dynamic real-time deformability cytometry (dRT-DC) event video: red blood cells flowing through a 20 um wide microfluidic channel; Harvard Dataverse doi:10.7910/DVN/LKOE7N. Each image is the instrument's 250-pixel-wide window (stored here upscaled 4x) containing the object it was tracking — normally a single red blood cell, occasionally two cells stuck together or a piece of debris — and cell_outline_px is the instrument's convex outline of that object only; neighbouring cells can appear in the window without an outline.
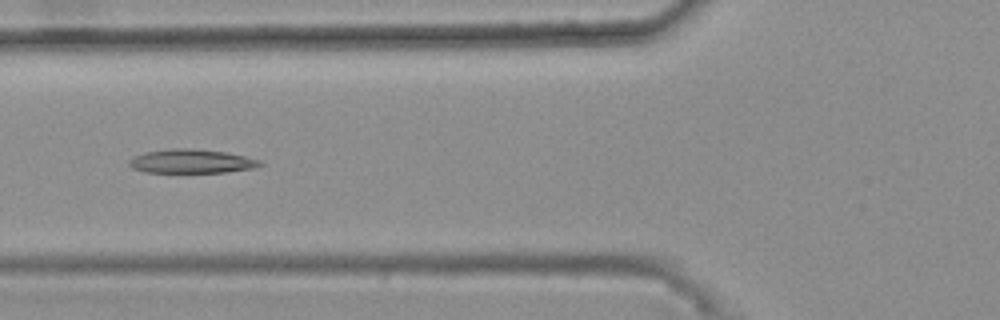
{"species": "common noctule bat (a hibernating species)", "species_latin": "Nyctalus noctula", "temperature_condition": "warm", "stored_images_in_passage": 35, "camera_frame_rate_fps": 3000, "um_per_image_px": 0.085, "animal": {"sex": "female", "body_mass_g": 25.1}, "frame": {"image": 1, "passage_image": 8, "time_ms": 2.333, "image_size_px": [1000, 320], "cell_outline_px": [[264, 164], [252, 168], [224, 172], [148, 172], [132, 168], [128, 164], [128, 160], [144, 152], [172, 148], [192, 148], [224, 152], [244, 156], [260, 160]], "centroid_in_image_um": [16.25, 13.7], "position_along_channel_um": 109.5, "area_um2": 18.03}}
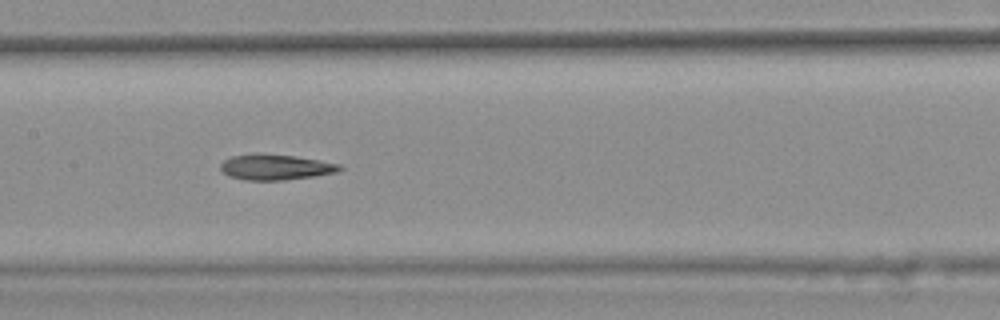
{"frame": {"image": 2, "passage_image": 14, "time_ms": 4.333, "image_size_px": [1000, 320], "cell_outline_px": [[344, 168], [336, 172], [316, 176], [284, 180], [244, 180], [228, 176], [220, 168], [220, 164], [224, 160], [232, 156], [256, 152], [260, 152], [296, 156], [340, 164]], "centroid_in_image_um": [23.4, 14.19], "position_along_channel_um": 184.0, "area_um2": 18.03}}
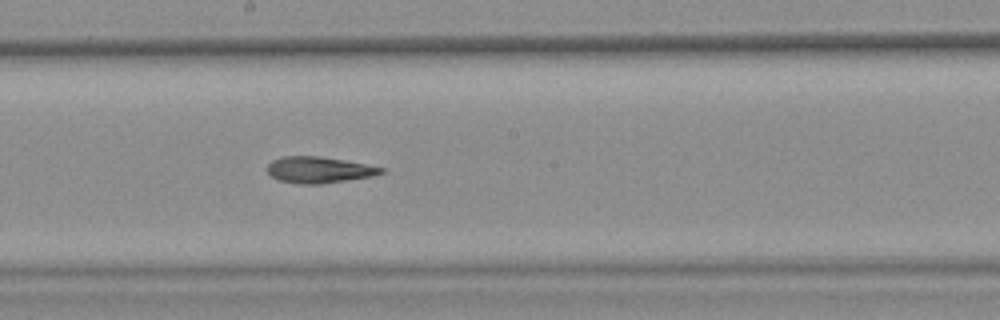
{"frame": {"image": 3, "passage_image": 17, "time_ms": 5.333, "image_size_px": [1000, 320], "cell_outline_px": [[388, 168], [384, 172], [372, 176], [320, 184], [300, 184], [280, 180], [272, 176], [268, 172], [268, 164], [272, 160], [284, 156], [320, 156], [344, 160]], "centroid_in_image_um": [27.14, 14.43], "position_along_channel_um": 221.1, "area_um2": 17.34}, "authors_computed_cell_mechanics": {"area_um2": 17.6868, "velocity_mm_per_s": 3.7144, "shape_relaxation_time_tau1_ms": null, "shape_relaxation_time_tau2_ms": 8.7031, "deformation_change_tau1": null, "deformation_change_tau2": 0.1913}}